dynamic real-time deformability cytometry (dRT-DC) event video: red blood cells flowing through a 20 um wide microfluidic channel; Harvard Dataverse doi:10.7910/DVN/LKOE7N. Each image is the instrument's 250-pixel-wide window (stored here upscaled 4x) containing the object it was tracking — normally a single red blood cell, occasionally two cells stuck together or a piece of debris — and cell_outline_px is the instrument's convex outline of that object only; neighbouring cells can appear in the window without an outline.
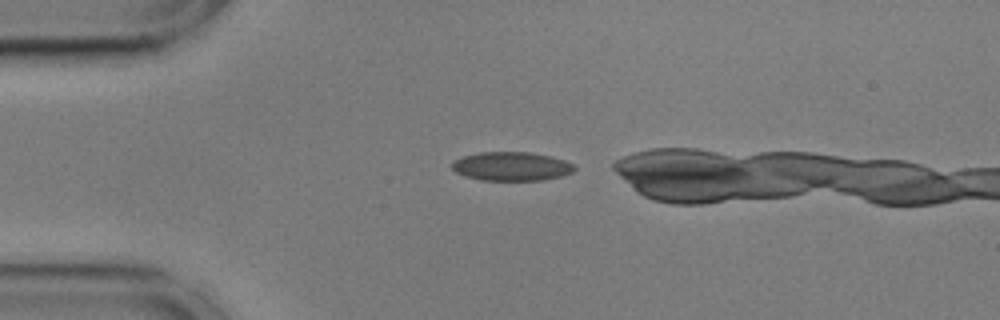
{"species": "common noctule bat (a hibernating species)", "species_latin": "Nyctalus noctula", "temperature_condition": "cold", "stored_images_in_passage": 33, "camera_frame_rate_fps": 3000, "um_per_image_px": 0.085, "animal": {"sex": "male", "body_mass_g": 17.9, "forearm_length_mm": 54.2}, "frame": {"image": 1, "passage_image": 2, "time_ms": 0.333, "image_size_px": [1000, 320], "cell_outline_px": [[576, 168], [572, 172], [560, 176], [540, 180], [480, 180], [464, 176], [456, 172], [452, 168], [452, 160], [464, 156], [480, 152], [528, 152], [552, 156], [564, 160], [572, 164]], "centroid_in_image_um": [43.45, 14.13], "position_along_channel_um": 41.6, "area_um2": 20.52}}
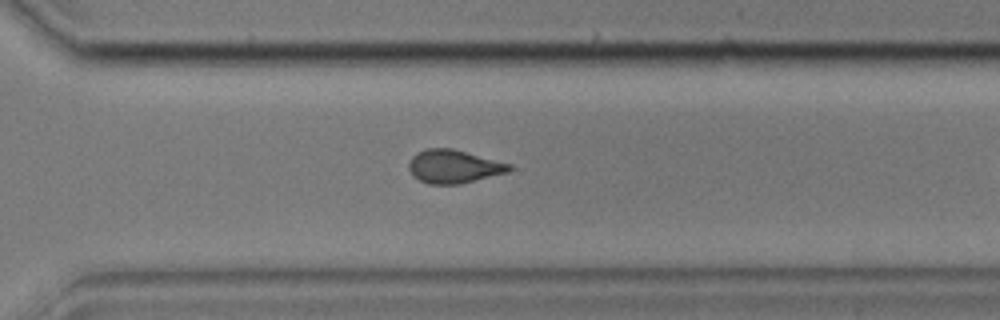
{"frame": {"image": 2, "passage_image": 28, "time_ms": 9.0, "image_size_px": [1000, 320], "cell_outline_px": [[512, 168], [508, 172], [460, 184], [428, 184], [412, 176], [408, 168], [408, 164], [412, 156], [416, 152], [428, 148], [452, 148], [512, 164]], "centroid_in_image_um": [38.54, 14.15], "position_along_channel_um": 332.1, "area_um2": 19.59}}
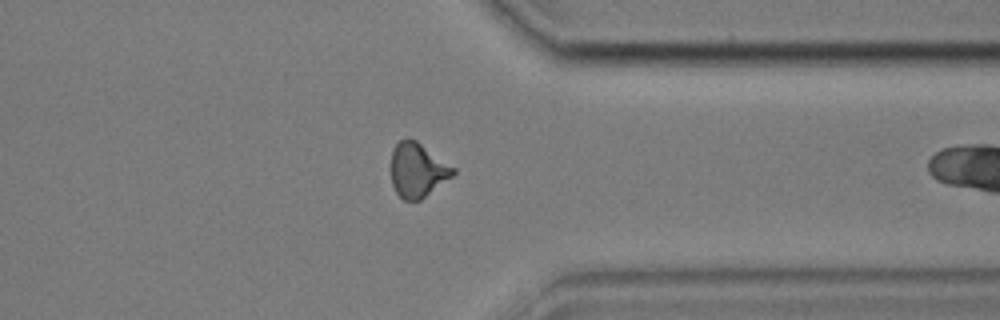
{"frame": {"image": 3, "passage_image": 32, "time_ms": 10.333, "image_size_px": [1000, 320], "cell_outline_px": [[456, 172], [452, 176], [420, 200], [404, 200], [396, 192], [392, 184], [392, 148], [400, 140], [408, 136], [416, 140], [456, 168]], "centroid_in_image_um": [35.49, 14.43], "position_along_channel_um": 375.9, "area_um2": 19.59}}